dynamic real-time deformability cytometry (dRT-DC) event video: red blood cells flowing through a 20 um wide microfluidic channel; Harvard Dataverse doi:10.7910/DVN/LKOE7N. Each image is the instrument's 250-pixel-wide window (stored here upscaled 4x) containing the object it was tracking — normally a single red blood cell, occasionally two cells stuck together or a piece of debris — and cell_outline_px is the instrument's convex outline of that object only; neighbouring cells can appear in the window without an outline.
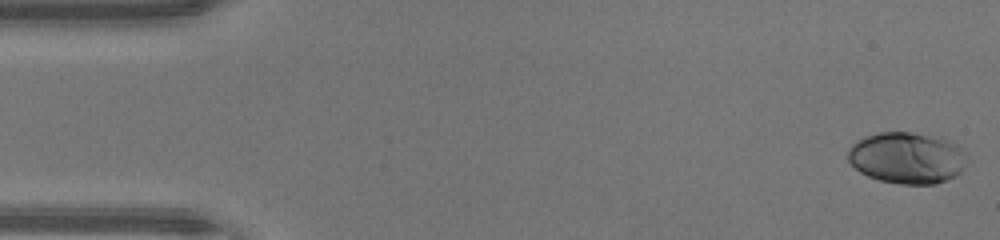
{"species": "human", "species_latin": "Homo sapiens", "temperature_condition": "warm", "stored_images_in_passage": 46, "camera_frame_rate_fps": 3000, "um_per_image_px": 0.085, "donor": {"sex": "male"}, "frame": {"image": 1, "passage_image": 1, "time_ms": 0.0, "image_size_px": [1000, 240], "cell_outline_px": [[968, 156], [964, 168], [956, 176], [936, 184], [900, 184], [880, 180], [868, 176], [860, 172], [848, 160], [848, 148], [856, 140], [864, 136], [880, 132], [908, 132], [944, 136], [956, 144]], "centroid_in_image_um": [77.12, 13.4], "position_along_channel_um": 7.9, "area_um2": 36.18}}
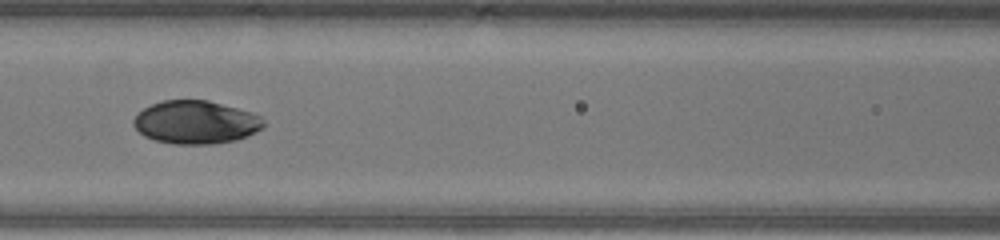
{"frame": {"image": 2, "passage_image": 20, "time_ms": 6.333, "image_size_px": [1000, 240], "cell_outline_px": [[264, 128], [256, 132], [236, 140], [216, 144], [172, 144], [156, 140], [144, 136], [132, 124], [132, 120], [136, 112], [152, 104], [164, 100], [208, 100], [252, 112], [260, 116], [264, 120]], "centroid_in_image_um": [16.63, 10.39], "position_along_channel_um": 150.0, "area_um2": 32.95}}
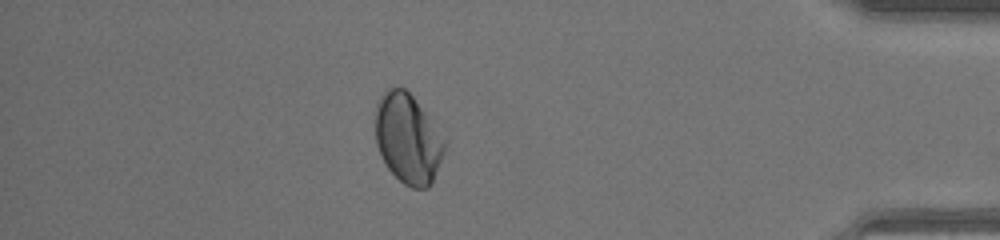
{"frame": {"image": 3, "passage_image": 40, "time_ms": 13.0, "image_size_px": [1000, 240], "cell_outline_px": [[448, 140], [444, 152], [432, 184], [428, 188], [412, 188], [404, 184], [388, 168], [376, 144], [376, 100], [388, 88], [404, 88], [412, 96]], "centroid_in_image_um": [34.7, 11.79], "position_along_channel_um": 400.5, "area_um2": 36.18}, "authors_computed_cell_mechanics": {"area_um2": 33.6107, "velocity_mm_per_s": 4.458, "shape_relaxation_time_tau1_ms": 6.4857, "shape_relaxation_time_tau2_ms": null, "deformation_change_tau1": 0.2009, "deformation_change_tau2": null}}